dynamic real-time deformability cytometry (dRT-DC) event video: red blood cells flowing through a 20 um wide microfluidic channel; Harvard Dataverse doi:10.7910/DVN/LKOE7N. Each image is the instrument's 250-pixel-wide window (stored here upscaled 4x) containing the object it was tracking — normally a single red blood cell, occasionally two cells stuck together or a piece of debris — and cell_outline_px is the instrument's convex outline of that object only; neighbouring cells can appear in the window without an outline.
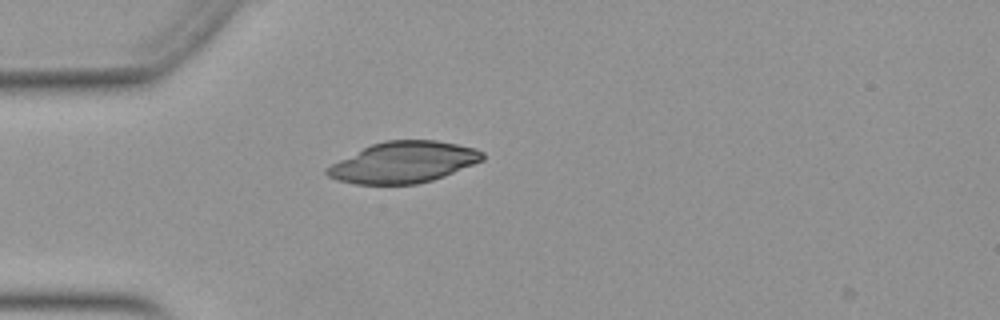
{"species": "Egyptian fruit bat (a non-hibernating species)", "species_latin": "Rousettus aegyptiacus", "temperature_condition": "warm", "stored_images_in_passage": 38, "camera_frame_rate_fps": 3000, "um_per_image_px": 0.085, "animal": {"sex": "female"}, "frame": {"image": 1, "passage_image": 2, "time_ms": 0.333, "image_size_px": [1000, 320], "cell_outline_px": [[484, 160], [444, 176], [432, 180], [416, 184], [356, 184], [336, 180], [328, 176], [324, 172], [324, 168], [372, 144], [384, 140], [436, 140], [476, 148], [484, 152]], "centroid_in_image_um": [34.31, 13.8], "position_along_channel_um": 50.7, "area_um2": 37.11}}
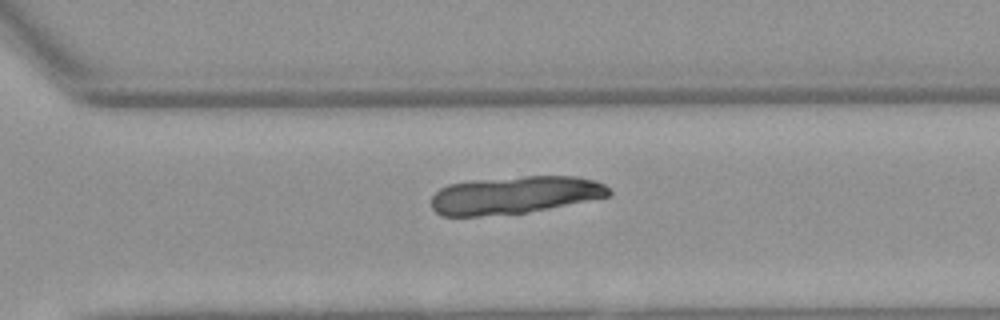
{"frame": {"image": 2, "passage_image": 24, "time_ms": 7.667, "image_size_px": [1000, 320], "cell_outline_px": [[612, 192], [608, 196], [528, 212], [480, 216], [440, 216], [432, 208], [432, 196], [440, 188], [448, 184], [472, 180], [524, 176], [576, 176], [596, 180], [604, 184]], "centroid_in_image_um": [43.71, 16.57], "position_along_channel_um": 326.9, "area_um2": 38.9}}
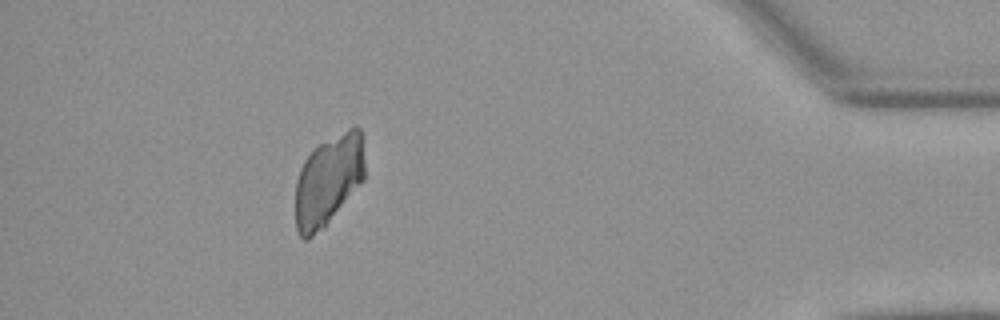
{"frame": {"image": 3, "passage_image": 34, "time_ms": 11.0, "image_size_px": [1000, 320], "cell_outline_px": [[364, 180], [324, 228], [308, 240], [304, 240], [296, 232], [296, 180], [300, 168], [304, 160], [312, 148], [348, 128], [356, 124], [360, 128], [364, 160]], "centroid_in_image_um": [27.9, 15.34], "position_along_channel_um": 407.3, "area_um2": 36.93}}